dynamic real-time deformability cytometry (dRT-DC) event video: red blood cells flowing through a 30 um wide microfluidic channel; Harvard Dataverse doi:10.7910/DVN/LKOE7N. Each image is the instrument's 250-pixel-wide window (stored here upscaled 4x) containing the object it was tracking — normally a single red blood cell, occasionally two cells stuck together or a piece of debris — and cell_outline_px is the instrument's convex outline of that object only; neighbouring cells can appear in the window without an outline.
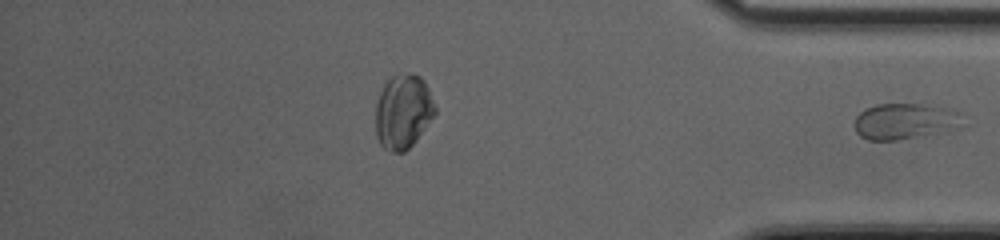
{"species": "common noctule bat (a hibernating species)", "species_latin": "Nyctalus noctula", "temperature_condition": "cold", "stored_images_in_passage": 38, "segment_of_instrument_passage": [2, 2], "camera_frame_rate_fps": 3000, "um_per_image_px": 0.085, "animal": {"sex": "female", "body_mass_g": 20.0, "forearm_length_mm": 54.0}, "frame": {"image": 1, "passage_image": 38, "time_ms": 12.333, "image_size_px": [1000, 240], "cell_outline_px": [[960, 112], [948, 124], [936, 132], [896, 140], [868, 140], [860, 136], [856, 132], [856, 116], [864, 108], [876, 104], [924, 104], [952, 108]], "centroid_in_image_um": [76.66, 10.27], "position_along_channel_um": 358.5, "area_um2": 21.27}}